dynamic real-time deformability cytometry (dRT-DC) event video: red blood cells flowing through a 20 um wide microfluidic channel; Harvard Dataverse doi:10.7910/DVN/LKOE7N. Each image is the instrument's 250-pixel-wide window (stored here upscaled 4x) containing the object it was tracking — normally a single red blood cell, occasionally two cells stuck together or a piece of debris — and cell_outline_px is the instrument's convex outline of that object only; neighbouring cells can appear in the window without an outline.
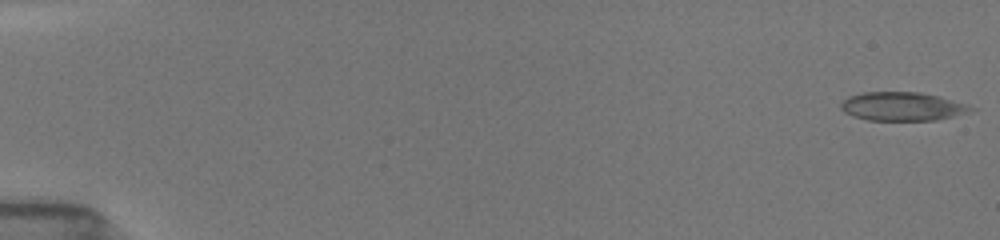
{"species": "common noctule bat (a hibernating species)", "species_latin": "Nyctalus noctula", "temperature_condition": "room temperature", "stored_images_in_passage": 20, "camera_frame_rate_fps": 3000, "um_per_image_px": 0.085, "animal": {"sex": "female", "body_mass_g": 19.5, "forearm_length_mm": 54.1}, "frame": {"image": 1, "passage_image": 1, "time_ms": 0.0, "image_size_px": [1000, 240], "cell_outline_px": [[976, 108], [952, 116], [936, 120], [868, 120], [852, 116], [844, 112], [840, 108], [840, 104], [848, 96], [860, 92], [920, 92], [936, 96], [964, 104]], "centroid_in_image_um": [76.58, 9.04], "position_along_channel_um": 8.4, "area_um2": 21.33}}
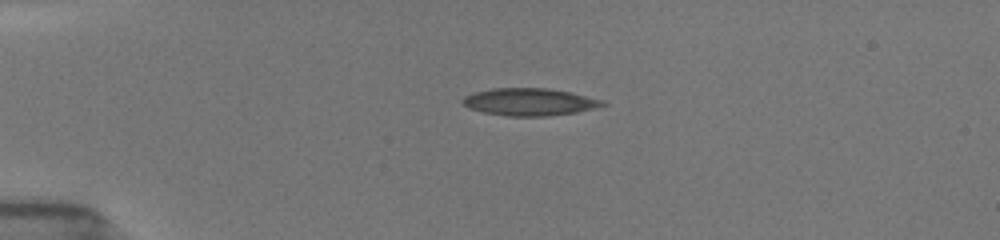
{"frame": {"image": 2, "passage_image": 17, "time_ms": 4.0, "image_size_px": [1000, 240], "cell_outline_px": [[608, 104], [576, 112], [548, 116], [508, 116], [484, 112], [468, 108], [460, 100], [464, 96], [476, 92], [492, 88], [548, 88], [572, 92], [604, 100]], "centroid_in_image_um": [45.01, 8.65], "position_along_channel_um": 40.0, "area_um2": 22.31}}